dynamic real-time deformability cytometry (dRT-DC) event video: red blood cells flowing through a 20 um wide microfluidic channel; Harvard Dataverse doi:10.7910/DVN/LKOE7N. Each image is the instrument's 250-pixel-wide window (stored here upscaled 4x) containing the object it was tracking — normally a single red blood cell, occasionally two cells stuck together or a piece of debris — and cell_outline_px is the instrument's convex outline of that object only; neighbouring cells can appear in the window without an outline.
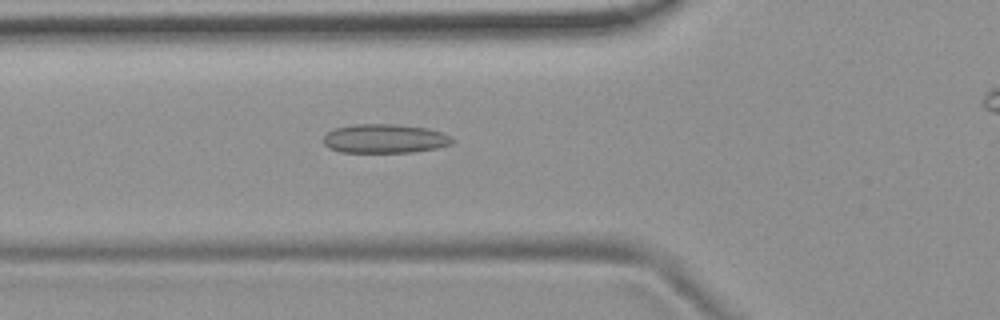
{"species": "common noctule bat (a hibernating species)", "species_latin": "Nyctalus noctula", "temperature_condition": "room temperature", "stored_images_in_passage": 41, "camera_frame_rate_fps": 3000, "um_per_image_px": 0.085, "animal": {"sex": "female", "body_mass_g": 19.9}, "frame": {"image": 1, "passage_image": 12, "time_ms": 3.667, "image_size_px": [1000, 320], "cell_outline_px": [[452, 144], [436, 148], [412, 152], [340, 152], [328, 148], [324, 144], [324, 136], [328, 132], [336, 128], [352, 124], [396, 124], [428, 128], [452, 136]], "centroid_in_image_um": [32.7, 11.78], "position_along_channel_um": 93.1, "area_um2": 21.79}}
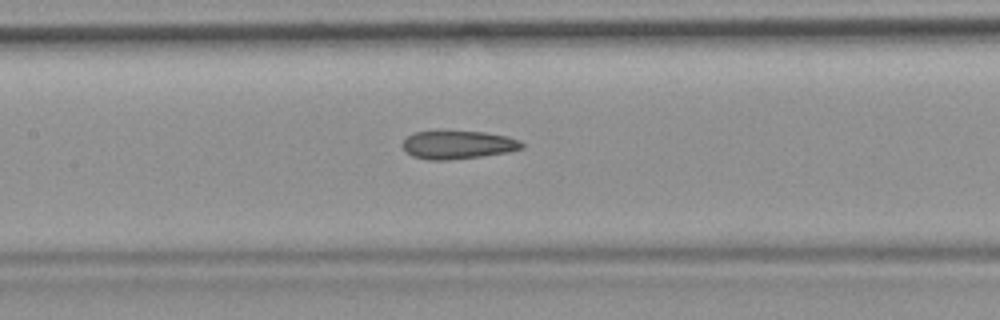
{"frame": {"image": 2, "passage_image": 18, "time_ms": 5.667, "image_size_px": [1000, 320], "cell_outline_px": [[524, 148], [508, 152], [480, 156], [448, 160], [428, 160], [412, 156], [404, 148], [404, 140], [408, 136], [416, 132], [484, 132], [508, 136], [520, 140], [524, 144]], "centroid_in_image_um": [38.98, 12.32], "position_along_channel_um": 168.4, "area_um2": 19.31}}
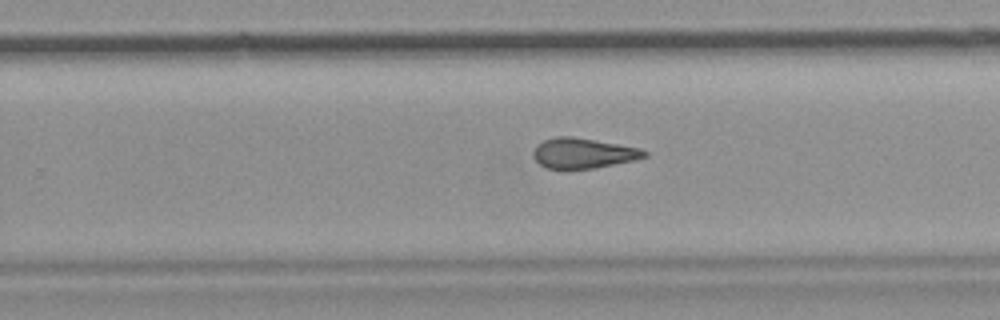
{"frame": {"image": 3, "passage_image": 27, "time_ms": 8.667, "image_size_px": [1000, 320], "cell_outline_px": [[648, 156], [632, 160], [596, 168], [548, 168], [540, 164], [532, 156], [532, 152], [536, 144], [544, 140], [556, 136], [572, 136], [640, 148], [648, 152]], "centroid_in_image_um": [49.54, 13.01], "position_along_channel_um": 280.3, "area_um2": 19.42}, "authors_computed_cell_mechanics": {"area_um2": 20.1144, "velocity_mm_per_s": 3.7456, "shape_relaxation_time_tau1_ms": null, "shape_relaxation_time_tau2_ms": 2.9618, "deformation_change_tau1": null, "deformation_change_tau2": 0.1168}}